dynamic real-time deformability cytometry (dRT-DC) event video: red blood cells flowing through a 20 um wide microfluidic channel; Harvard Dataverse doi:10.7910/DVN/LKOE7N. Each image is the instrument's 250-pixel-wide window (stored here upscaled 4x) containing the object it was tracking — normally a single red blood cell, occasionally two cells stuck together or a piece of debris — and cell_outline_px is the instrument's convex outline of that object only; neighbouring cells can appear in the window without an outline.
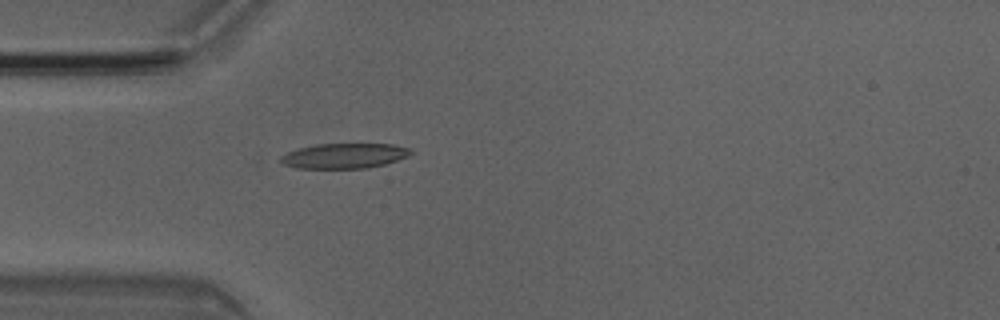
{"species": "Egyptian fruit bat (a non-hibernating species)", "species_latin": "Rousettus aegyptiacus", "temperature_condition": "room temperature", "stored_images_in_passage": 4, "camera_frame_rate_fps": 3000, "um_per_image_px": 0.085, "animal": {"sex": "male"}, "frame": {"image": 1, "passage_image": 4, "time_ms": 1.0, "image_size_px": [1000, 320], "cell_outline_px": [[412, 152], [408, 156], [384, 164], [368, 168], [296, 168], [284, 164], [280, 160], [280, 156], [288, 152], [300, 148], [316, 144], [392, 144], [408, 148]], "centroid_in_image_um": [29.25, 13.24], "position_along_channel_um": 55.8, "area_um2": 18.79}}